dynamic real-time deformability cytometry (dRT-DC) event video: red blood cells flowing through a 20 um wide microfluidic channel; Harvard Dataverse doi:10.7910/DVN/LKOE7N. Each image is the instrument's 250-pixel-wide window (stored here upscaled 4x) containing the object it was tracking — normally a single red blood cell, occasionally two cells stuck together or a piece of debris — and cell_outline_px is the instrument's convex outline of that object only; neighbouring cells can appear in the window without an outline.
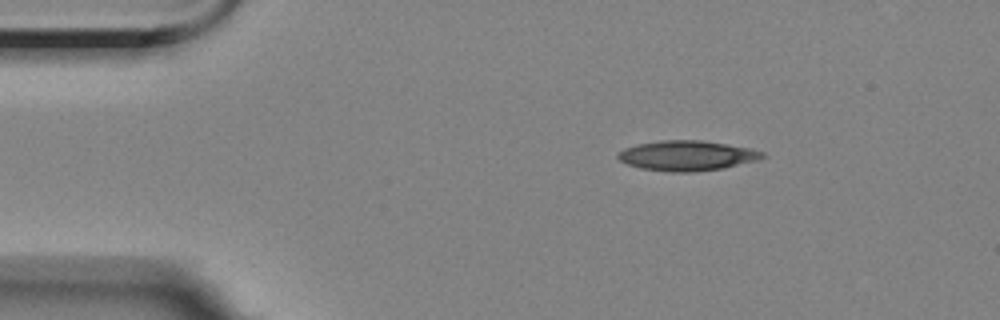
{"species": "Egyptian fruit bat (a non-hibernating species)", "species_latin": "Rousettus aegyptiacus", "temperature_condition": "room temperature", "stored_images_in_passage": 3, "camera_frame_rate_fps": 3000, "um_per_image_px": 0.085, "animal": {"sex": "female"}, "frame": {"image": 1, "passage_image": 1, "time_ms": 0.0, "image_size_px": [1000, 320], "cell_outline_px": [[768, 156], [760, 160], [724, 168], [692, 172], [672, 172], [640, 168], [628, 164], [620, 160], [616, 156], [616, 152], [624, 148], [636, 144], [660, 140], [700, 140], [752, 148], [764, 152]], "centroid_in_image_um": [58.42, 13.23], "position_along_channel_um": 26.6, "area_um2": 25.61}}
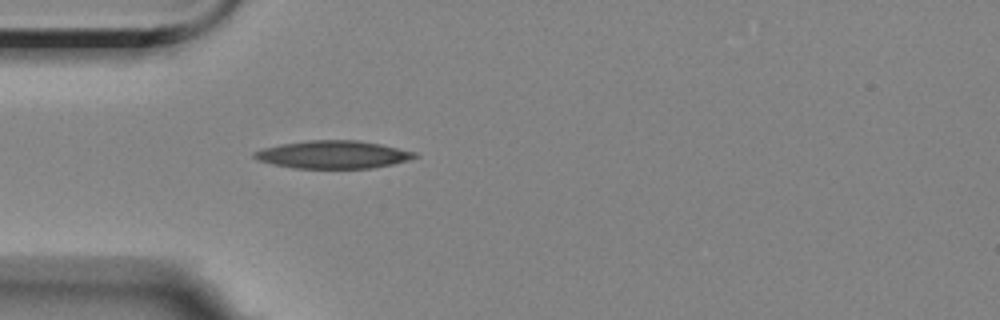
{"frame": {"image": 2, "passage_image": 3, "time_ms": 2.333, "image_size_px": [1000, 320], "cell_outline_px": [[420, 156], [408, 160], [392, 164], [372, 168], [292, 168], [272, 164], [256, 160], [252, 156], [252, 152], [264, 148], [280, 144], [308, 140], [356, 140], [380, 144], [416, 152]], "centroid_in_image_um": [28.28, 13.14], "position_along_channel_um": 56.7, "area_um2": 26.07}}